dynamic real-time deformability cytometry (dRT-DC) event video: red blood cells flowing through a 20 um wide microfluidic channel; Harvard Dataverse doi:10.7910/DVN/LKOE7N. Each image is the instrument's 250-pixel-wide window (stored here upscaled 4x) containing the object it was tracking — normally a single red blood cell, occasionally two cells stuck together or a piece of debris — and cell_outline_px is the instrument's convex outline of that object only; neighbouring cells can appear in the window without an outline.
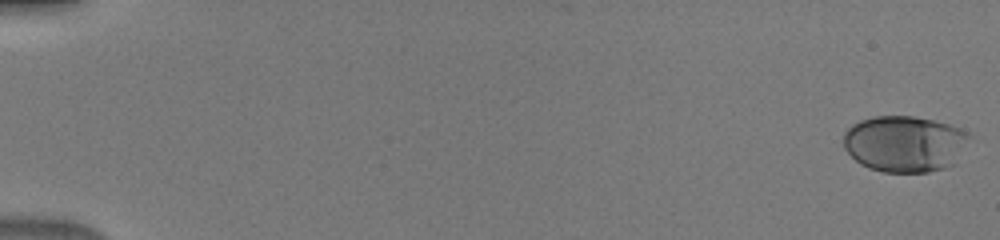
{"species": "human", "species_latin": "Homo sapiens", "temperature_condition": "warm", "stored_images_in_passage": 51, "camera_frame_rate_fps": 3000, "um_per_image_px": 0.085, "donor": {"sex": "male"}, "frame": {"image": 1, "passage_image": 1, "time_ms": 0.0, "image_size_px": [1000, 240], "cell_outline_px": [[972, 136], [956, 164], [944, 168], [928, 172], [884, 172], [868, 168], [860, 164], [844, 148], [844, 132], [852, 124], [860, 120], [872, 116], [912, 116], [932, 120], [948, 124], [972, 132]], "centroid_in_image_um": [76.94, 12.22], "position_along_channel_um": 8.1, "area_um2": 41.79}}
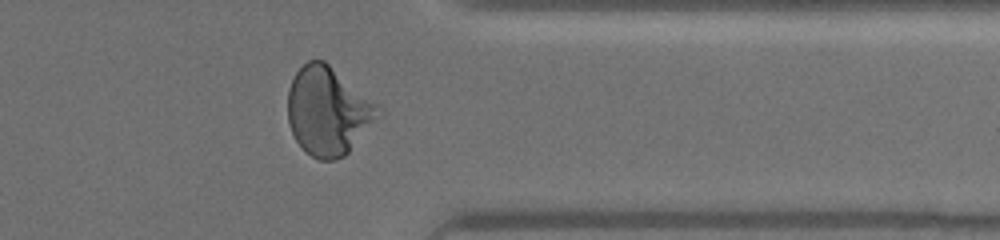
{"frame": {"image": 2, "passage_image": 42, "time_ms": 13.667, "image_size_px": [1000, 240], "cell_outline_px": [[384, 112], [348, 152], [344, 156], [336, 160], [320, 160], [312, 156], [296, 140], [288, 124], [288, 88], [296, 72], [308, 60], [324, 60], [384, 108]], "centroid_in_image_um": [27.92, 9.43], "position_along_channel_um": 383.5, "area_um2": 46.59}}
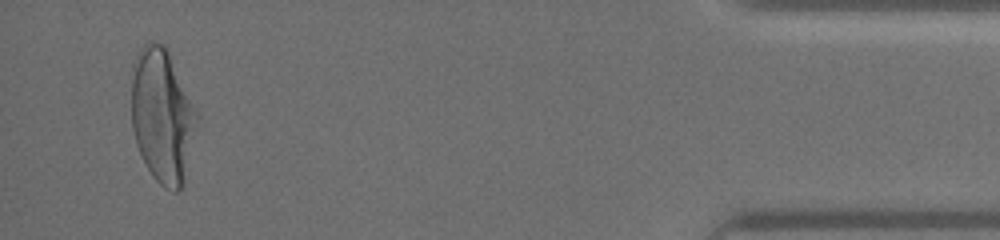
{"frame": {"image": 3, "passage_image": 49, "time_ms": 16.0, "image_size_px": [1000, 240], "cell_outline_px": [[200, 120], [180, 188], [176, 192], [172, 192], [164, 188], [152, 176], [136, 144], [132, 128], [132, 64], [140, 48], [144, 44], [164, 44], [200, 116]], "centroid_in_image_um": [13.8, 9.84], "position_along_channel_um": 421.4, "area_um2": 50.75}}